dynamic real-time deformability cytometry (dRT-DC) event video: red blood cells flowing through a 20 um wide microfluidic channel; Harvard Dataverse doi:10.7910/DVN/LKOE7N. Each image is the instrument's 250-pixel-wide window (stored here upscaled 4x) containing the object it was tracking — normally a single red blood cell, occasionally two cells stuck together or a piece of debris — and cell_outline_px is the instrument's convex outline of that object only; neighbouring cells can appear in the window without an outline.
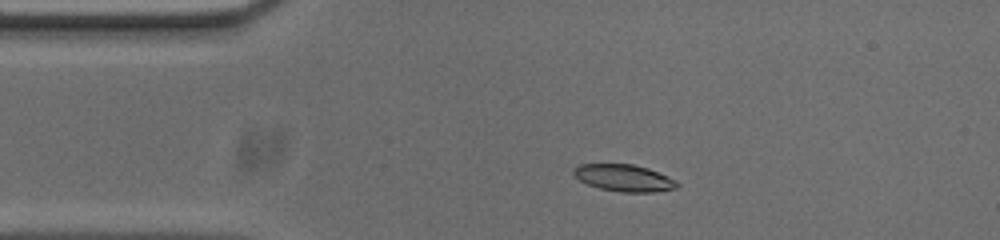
{"species": "common noctule bat (a hibernating species)", "species_latin": "Nyctalus noctula", "temperature_condition": "cold", "stored_images_in_passage": 45, "camera_frame_rate_fps": 3000, "um_per_image_px": 0.085, "animal": {"sex": "male", "body_mass_g": 20.0, "forearm_length_mm": 53.3}, "frame": {"image": 1, "passage_image": 1, "time_ms": 0.0, "image_size_px": [1000, 240], "cell_outline_px": [[680, 184], [676, 188], [656, 192], [620, 192], [600, 188], [588, 184], [580, 180], [572, 172], [572, 168], [580, 164], [632, 164], [648, 168], [668, 176]], "centroid_in_image_um": [53.04, 15.12], "position_along_channel_um": 32.0, "area_um2": 16.18}}
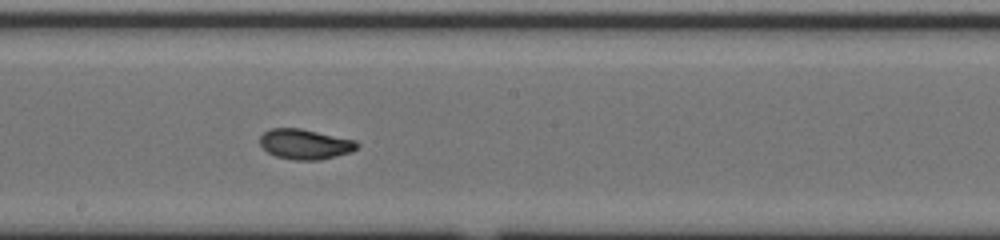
{"frame": {"image": 2, "passage_image": 19, "time_ms": 6.0, "image_size_px": [1000, 240], "cell_outline_px": [[360, 144], [352, 152], [320, 160], [296, 160], [276, 156], [268, 152], [260, 144], [260, 136], [264, 132], [272, 128], [300, 128], [356, 140]], "centroid_in_image_um": [25.95, 12.25], "position_along_channel_um": 222.2, "area_um2": 17.05}}
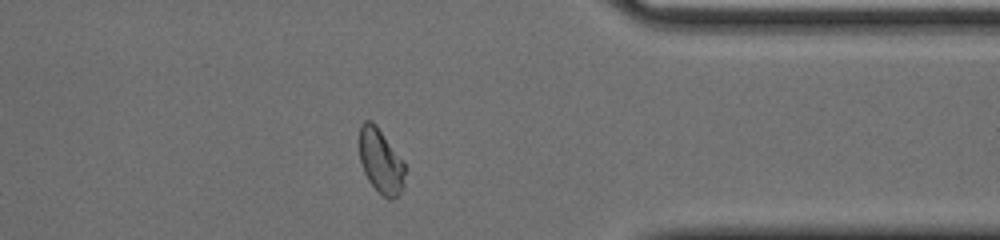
{"frame": {"image": 3, "passage_image": 33, "time_ms": 10.667, "image_size_px": [1000, 240], "cell_outline_px": [[404, 188], [392, 200], [388, 200], [368, 180], [360, 164], [360, 124], [364, 120], [372, 120], [376, 124], [404, 160]], "centroid_in_image_um": [32.37, 13.67], "position_along_channel_um": 379.0, "area_um2": 17.28}, "authors_computed_cell_mechanics": {"area_um2": 17.2822, "velocity_mm_per_s": 3.7027, "shape_relaxation_time_tau1_ms": 3.4426, "shape_relaxation_time_tau2_ms": 1.8013, "deformation_change_tau1": 0.1427, "deformation_change_tau2": 0.0525}}